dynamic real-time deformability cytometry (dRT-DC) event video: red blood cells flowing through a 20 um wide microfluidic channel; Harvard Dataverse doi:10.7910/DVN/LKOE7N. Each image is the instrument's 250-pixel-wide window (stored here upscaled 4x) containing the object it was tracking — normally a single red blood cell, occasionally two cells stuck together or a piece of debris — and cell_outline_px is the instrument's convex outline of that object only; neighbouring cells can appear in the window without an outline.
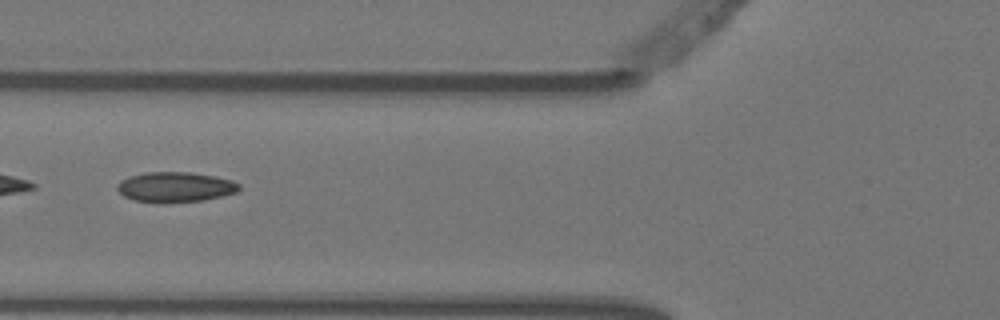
{"species": "Egyptian fruit bat (a non-hibernating species)", "species_latin": "Rousettus aegyptiacus", "temperature_condition": "warm", "stored_images_in_passage": 8, "camera_frame_rate_fps": 3000, "um_per_image_px": 0.085, "animal": {"sex": "female"}, "frame": {"image": 1, "passage_image": 5, "time_ms": 1.333, "image_size_px": [1000, 320], "cell_outline_px": [[240, 188], [236, 192], [204, 200], [132, 200], [124, 196], [116, 188], [116, 184], [120, 180], [128, 176], [144, 172], [192, 172], [216, 176], [232, 180], [240, 184]], "centroid_in_image_um": [14.89, 15.84], "position_along_channel_um": 110.9, "area_um2": 20.81}}
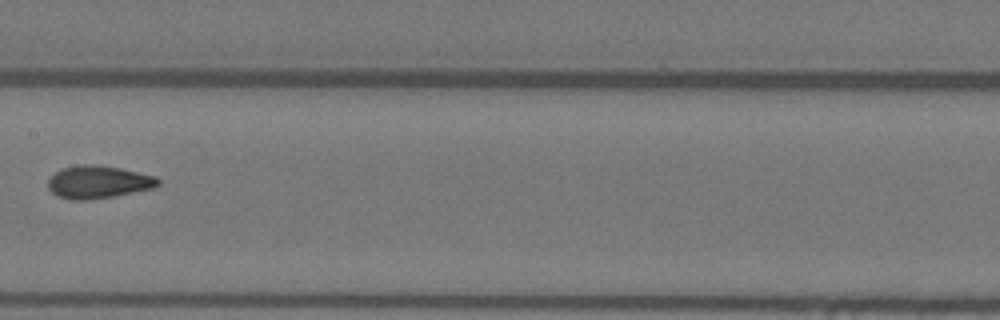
{"frame": {"image": 2, "passage_image": 7, "time_ms": 2.0, "image_size_px": [1000, 320], "cell_outline_px": [[160, 184], [152, 188], [112, 196], [84, 200], [72, 200], [60, 196], [52, 192], [48, 188], [48, 176], [64, 168], [84, 164], [92, 164], [120, 168], [156, 176], [160, 180]], "centroid_in_image_um": [8.34, 15.46], "position_along_channel_um": 199.1, "area_um2": 20.69}}
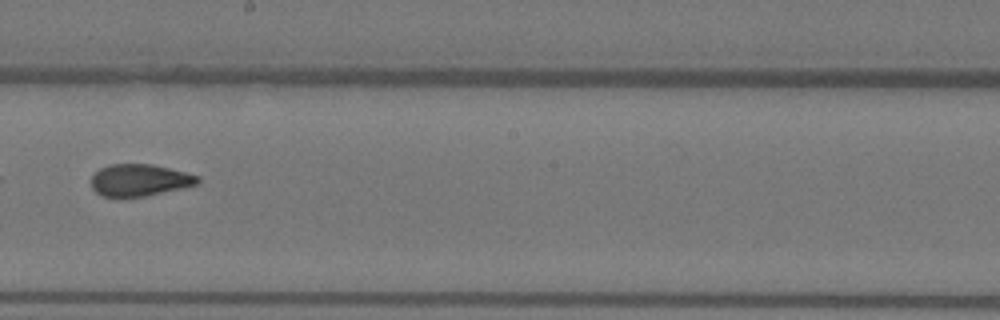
{"frame": {"image": 3, "passage_image": 8, "time_ms": 2.333, "image_size_px": [1000, 320], "cell_outline_px": [[200, 180], [196, 184], [180, 188], [144, 196], [120, 200], [104, 196], [96, 192], [92, 188], [92, 176], [100, 168], [108, 164], [152, 164], [200, 176]], "centroid_in_image_um": [11.8, 15.33], "position_along_channel_um": 236.4, "area_um2": 20.0}}